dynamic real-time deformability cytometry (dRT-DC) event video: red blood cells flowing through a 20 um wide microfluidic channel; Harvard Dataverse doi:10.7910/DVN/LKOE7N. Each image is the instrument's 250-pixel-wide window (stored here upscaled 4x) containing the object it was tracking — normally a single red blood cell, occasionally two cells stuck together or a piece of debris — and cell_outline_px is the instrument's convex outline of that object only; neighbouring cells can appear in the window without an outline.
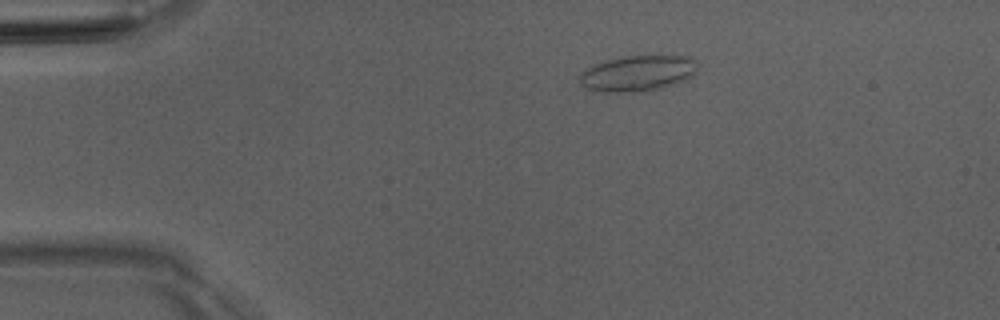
{"species": "Egyptian fruit bat (a non-hibernating species)", "species_latin": "Rousettus aegyptiacus", "temperature_condition": "room temperature", "stored_images_in_passage": 4, "camera_frame_rate_fps": 3000, "um_per_image_px": 0.085, "animal": {"sex": "male"}, "frame": {"image": 1, "passage_image": 1, "time_ms": 0.0, "image_size_px": [1000, 320], "cell_outline_px": [[696, 72], [688, 80], [660, 88], [640, 92], [600, 92], [588, 88], [580, 84], [580, 72], [596, 64], [608, 60], [628, 56], [688, 56], [696, 60]], "centroid_in_image_um": [54.23, 6.24], "position_along_channel_um": 30.8, "area_um2": 24.51}}